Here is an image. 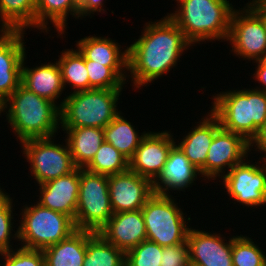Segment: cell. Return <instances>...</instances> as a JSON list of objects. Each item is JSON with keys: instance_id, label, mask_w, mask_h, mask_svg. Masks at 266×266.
<instances>
[{"instance_id": "obj_29", "label": "cell", "mask_w": 266, "mask_h": 266, "mask_svg": "<svg viewBox=\"0 0 266 266\" xmlns=\"http://www.w3.org/2000/svg\"><path fill=\"white\" fill-rule=\"evenodd\" d=\"M83 266H125V253L96 232L87 240Z\"/></svg>"}, {"instance_id": "obj_28", "label": "cell", "mask_w": 266, "mask_h": 266, "mask_svg": "<svg viewBox=\"0 0 266 266\" xmlns=\"http://www.w3.org/2000/svg\"><path fill=\"white\" fill-rule=\"evenodd\" d=\"M59 55L64 88L71 86L73 92L90 90V82L84 56L78 49H65Z\"/></svg>"}, {"instance_id": "obj_23", "label": "cell", "mask_w": 266, "mask_h": 266, "mask_svg": "<svg viewBox=\"0 0 266 266\" xmlns=\"http://www.w3.org/2000/svg\"><path fill=\"white\" fill-rule=\"evenodd\" d=\"M94 233L77 229L66 239L43 249L45 266H83L87 240Z\"/></svg>"}, {"instance_id": "obj_21", "label": "cell", "mask_w": 266, "mask_h": 266, "mask_svg": "<svg viewBox=\"0 0 266 266\" xmlns=\"http://www.w3.org/2000/svg\"><path fill=\"white\" fill-rule=\"evenodd\" d=\"M26 55L23 58L21 68V84L28 90L40 97L46 98L55 103L59 108L61 104L55 100L59 99L64 91L62 73L59 63L42 64L36 67H26Z\"/></svg>"}, {"instance_id": "obj_1", "label": "cell", "mask_w": 266, "mask_h": 266, "mask_svg": "<svg viewBox=\"0 0 266 266\" xmlns=\"http://www.w3.org/2000/svg\"><path fill=\"white\" fill-rule=\"evenodd\" d=\"M137 41L128 45V74L134 88L150 85L178 63L184 50L193 46L176 23L165 15L147 22Z\"/></svg>"}, {"instance_id": "obj_33", "label": "cell", "mask_w": 266, "mask_h": 266, "mask_svg": "<svg viewBox=\"0 0 266 266\" xmlns=\"http://www.w3.org/2000/svg\"><path fill=\"white\" fill-rule=\"evenodd\" d=\"M163 246L148 239L125 253V266H160Z\"/></svg>"}, {"instance_id": "obj_27", "label": "cell", "mask_w": 266, "mask_h": 266, "mask_svg": "<svg viewBox=\"0 0 266 266\" xmlns=\"http://www.w3.org/2000/svg\"><path fill=\"white\" fill-rule=\"evenodd\" d=\"M120 112L104 130L105 142L112 144L121 154L130 160L142 139L148 132L140 134L135 126L122 116ZM139 134V135H138Z\"/></svg>"}, {"instance_id": "obj_11", "label": "cell", "mask_w": 266, "mask_h": 266, "mask_svg": "<svg viewBox=\"0 0 266 266\" xmlns=\"http://www.w3.org/2000/svg\"><path fill=\"white\" fill-rule=\"evenodd\" d=\"M259 160L251 164L247 156L221 178L230 199L240 205L251 208L266 205V161L262 158Z\"/></svg>"}, {"instance_id": "obj_9", "label": "cell", "mask_w": 266, "mask_h": 266, "mask_svg": "<svg viewBox=\"0 0 266 266\" xmlns=\"http://www.w3.org/2000/svg\"><path fill=\"white\" fill-rule=\"evenodd\" d=\"M53 138L30 139L21 143L25 159L30 163V173L39 185L77 168L66 140L65 145H61L54 143Z\"/></svg>"}, {"instance_id": "obj_2", "label": "cell", "mask_w": 266, "mask_h": 266, "mask_svg": "<svg viewBox=\"0 0 266 266\" xmlns=\"http://www.w3.org/2000/svg\"><path fill=\"white\" fill-rule=\"evenodd\" d=\"M1 113L7 114L6 120L20 143L55 137L60 129V108L22 84L1 104Z\"/></svg>"}, {"instance_id": "obj_4", "label": "cell", "mask_w": 266, "mask_h": 266, "mask_svg": "<svg viewBox=\"0 0 266 266\" xmlns=\"http://www.w3.org/2000/svg\"><path fill=\"white\" fill-rule=\"evenodd\" d=\"M211 111L223 129L242 135L249 143L266 126V93L256 89H236L213 96Z\"/></svg>"}, {"instance_id": "obj_18", "label": "cell", "mask_w": 266, "mask_h": 266, "mask_svg": "<svg viewBox=\"0 0 266 266\" xmlns=\"http://www.w3.org/2000/svg\"><path fill=\"white\" fill-rule=\"evenodd\" d=\"M98 233L124 253L147 239L141 210L113 213Z\"/></svg>"}, {"instance_id": "obj_37", "label": "cell", "mask_w": 266, "mask_h": 266, "mask_svg": "<svg viewBox=\"0 0 266 266\" xmlns=\"http://www.w3.org/2000/svg\"><path fill=\"white\" fill-rule=\"evenodd\" d=\"M104 2L103 0H79V8H78V19L82 20V18H86V16H89L91 18V14H94L95 12H106V10L103 8Z\"/></svg>"}, {"instance_id": "obj_12", "label": "cell", "mask_w": 266, "mask_h": 266, "mask_svg": "<svg viewBox=\"0 0 266 266\" xmlns=\"http://www.w3.org/2000/svg\"><path fill=\"white\" fill-rule=\"evenodd\" d=\"M249 143L242 135L220 127L214 135L200 177L210 181L222 178L236 164L247 158L251 151ZM226 168L228 170H226Z\"/></svg>"}, {"instance_id": "obj_5", "label": "cell", "mask_w": 266, "mask_h": 266, "mask_svg": "<svg viewBox=\"0 0 266 266\" xmlns=\"http://www.w3.org/2000/svg\"><path fill=\"white\" fill-rule=\"evenodd\" d=\"M123 89H90L66 95L60 108L61 128L104 129L121 112L118 100Z\"/></svg>"}, {"instance_id": "obj_3", "label": "cell", "mask_w": 266, "mask_h": 266, "mask_svg": "<svg viewBox=\"0 0 266 266\" xmlns=\"http://www.w3.org/2000/svg\"><path fill=\"white\" fill-rule=\"evenodd\" d=\"M177 8L167 15L195 46L206 41H227L232 13L229 0H177Z\"/></svg>"}, {"instance_id": "obj_42", "label": "cell", "mask_w": 266, "mask_h": 266, "mask_svg": "<svg viewBox=\"0 0 266 266\" xmlns=\"http://www.w3.org/2000/svg\"><path fill=\"white\" fill-rule=\"evenodd\" d=\"M3 253L4 252H2L1 250H0V257L2 258L3 257ZM2 264L0 263V266H1Z\"/></svg>"}, {"instance_id": "obj_34", "label": "cell", "mask_w": 266, "mask_h": 266, "mask_svg": "<svg viewBox=\"0 0 266 266\" xmlns=\"http://www.w3.org/2000/svg\"><path fill=\"white\" fill-rule=\"evenodd\" d=\"M90 89H123L125 83L110 67L85 60Z\"/></svg>"}, {"instance_id": "obj_32", "label": "cell", "mask_w": 266, "mask_h": 266, "mask_svg": "<svg viewBox=\"0 0 266 266\" xmlns=\"http://www.w3.org/2000/svg\"><path fill=\"white\" fill-rule=\"evenodd\" d=\"M13 202L10 194L8 195L0 186V250L2 252L13 249V244H11L13 238L18 241V230L14 231L15 234L12 232L14 228V222H12L14 218L12 215L14 214Z\"/></svg>"}, {"instance_id": "obj_15", "label": "cell", "mask_w": 266, "mask_h": 266, "mask_svg": "<svg viewBox=\"0 0 266 266\" xmlns=\"http://www.w3.org/2000/svg\"><path fill=\"white\" fill-rule=\"evenodd\" d=\"M24 31H0V105L21 84Z\"/></svg>"}, {"instance_id": "obj_31", "label": "cell", "mask_w": 266, "mask_h": 266, "mask_svg": "<svg viewBox=\"0 0 266 266\" xmlns=\"http://www.w3.org/2000/svg\"><path fill=\"white\" fill-rule=\"evenodd\" d=\"M251 237L232 236L233 266H266V254Z\"/></svg>"}, {"instance_id": "obj_35", "label": "cell", "mask_w": 266, "mask_h": 266, "mask_svg": "<svg viewBox=\"0 0 266 266\" xmlns=\"http://www.w3.org/2000/svg\"><path fill=\"white\" fill-rule=\"evenodd\" d=\"M2 260H0L2 266H45V257L42 250L23 247L4 252Z\"/></svg>"}, {"instance_id": "obj_17", "label": "cell", "mask_w": 266, "mask_h": 266, "mask_svg": "<svg viewBox=\"0 0 266 266\" xmlns=\"http://www.w3.org/2000/svg\"><path fill=\"white\" fill-rule=\"evenodd\" d=\"M80 185V168L39 186L41 206L64 213L75 221Z\"/></svg>"}, {"instance_id": "obj_19", "label": "cell", "mask_w": 266, "mask_h": 266, "mask_svg": "<svg viewBox=\"0 0 266 266\" xmlns=\"http://www.w3.org/2000/svg\"><path fill=\"white\" fill-rule=\"evenodd\" d=\"M76 42V48L84 56L85 60H91L95 63L110 67L124 82H128L126 79L130 75L127 72V47L123 51L119 43L103 36H86Z\"/></svg>"}, {"instance_id": "obj_41", "label": "cell", "mask_w": 266, "mask_h": 266, "mask_svg": "<svg viewBox=\"0 0 266 266\" xmlns=\"http://www.w3.org/2000/svg\"><path fill=\"white\" fill-rule=\"evenodd\" d=\"M260 61H261L264 65H266V52H265V54L262 56V58L260 59Z\"/></svg>"}, {"instance_id": "obj_38", "label": "cell", "mask_w": 266, "mask_h": 266, "mask_svg": "<svg viewBox=\"0 0 266 266\" xmlns=\"http://www.w3.org/2000/svg\"><path fill=\"white\" fill-rule=\"evenodd\" d=\"M256 64H258L255 68V73L253 74V80L255 79V81L257 80L259 82L260 85H262V89L260 88V86L254 88L256 90L259 91H263L266 93V65H264L260 60L259 61H255Z\"/></svg>"}, {"instance_id": "obj_30", "label": "cell", "mask_w": 266, "mask_h": 266, "mask_svg": "<svg viewBox=\"0 0 266 266\" xmlns=\"http://www.w3.org/2000/svg\"><path fill=\"white\" fill-rule=\"evenodd\" d=\"M85 169L101 175H115L129 169V160L112 144L104 141Z\"/></svg>"}, {"instance_id": "obj_24", "label": "cell", "mask_w": 266, "mask_h": 266, "mask_svg": "<svg viewBox=\"0 0 266 266\" xmlns=\"http://www.w3.org/2000/svg\"><path fill=\"white\" fill-rule=\"evenodd\" d=\"M73 162L77 168H85L105 141L104 130L96 127L62 128Z\"/></svg>"}, {"instance_id": "obj_8", "label": "cell", "mask_w": 266, "mask_h": 266, "mask_svg": "<svg viewBox=\"0 0 266 266\" xmlns=\"http://www.w3.org/2000/svg\"><path fill=\"white\" fill-rule=\"evenodd\" d=\"M112 215L108 176L80 168L76 229L99 232Z\"/></svg>"}, {"instance_id": "obj_10", "label": "cell", "mask_w": 266, "mask_h": 266, "mask_svg": "<svg viewBox=\"0 0 266 266\" xmlns=\"http://www.w3.org/2000/svg\"><path fill=\"white\" fill-rule=\"evenodd\" d=\"M231 52L248 61H259L266 52V27L260 15L247 3L232 13L227 42Z\"/></svg>"}, {"instance_id": "obj_22", "label": "cell", "mask_w": 266, "mask_h": 266, "mask_svg": "<svg viewBox=\"0 0 266 266\" xmlns=\"http://www.w3.org/2000/svg\"><path fill=\"white\" fill-rule=\"evenodd\" d=\"M207 113L183 136L180 143L176 141V145L198 170L204 166L215 132L221 127L218 118L211 111Z\"/></svg>"}, {"instance_id": "obj_16", "label": "cell", "mask_w": 266, "mask_h": 266, "mask_svg": "<svg viewBox=\"0 0 266 266\" xmlns=\"http://www.w3.org/2000/svg\"><path fill=\"white\" fill-rule=\"evenodd\" d=\"M190 227L187 236L191 266H233L232 237Z\"/></svg>"}, {"instance_id": "obj_20", "label": "cell", "mask_w": 266, "mask_h": 266, "mask_svg": "<svg viewBox=\"0 0 266 266\" xmlns=\"http://www.w3.org/2000/svg\"><path fill=\"white\" fill-rule=\"evenodd\" d=\"M197 175L200 176L199 170L175 144L169 152L162 173L153 182V188L156 193L162 195H170V190L185 192V189L196 181Z\"/></svg>"}, {"instance_id": "obj_14", "label": "cell", "mask_w": 266, "mask_h": 266, "mask_svg": "<svg viewBox=\"0 0 266 266\" xmlns=\"http://www.w3.org/2000/svg\"><path fill=\"white\" fill-rule=\"evenodd\" d=\"M169 131L149 132L129 160V169L154 182L162 173L171 148L176 144Z\"/></svg>"}, {"instance_id": "obj_6", "label": "cell", "mask_w": 266, "mask_h": 266, "mask_svg": "<svg viewBox=\"0 0 266 266\" xmlns=\"http://www.w3.org/2000/svg\"><path fill=\"white\" fill-rule=\"evenodd\" d=\"M24 207V208H23ZM18 230V241L27 249L43 250L75 232L74 220L68 215L41 206L24 205Z\"/></svg>"}, {"instance_id": "obj_26", "label": "cell", "mask_w": 266, "mask_h": 266, "mask_svg": "<svg viewBox=\"0 0 266 266\" xmlns=\"http://www.w3.org/2000/svg\"><path fill=\"white\" fill-rule=\"evenodd\" d=\"M0 31L36 28V0H0Z\"/></svg>"}, {"instance_id": "obj_13", "label": "cell", "mask_w": 266, "mask_h": 266, "mask_svg": "<svg viewBox=\"0 0 266 266\" xmlns=\"http://www.w3.org/2000/svg\"><path fill=\"white\" fill-rule=\"evenodd\" d=\"M108 190L113 213L141 210L155 193L150 179L130 169L108 176Z\"/></svg>"}, {"instance_id": "obj_25", "label": "cell", "mask_w": 266, "mask_h": 266, "mask_svg": "<svg viewBox=\"0 0 266 266\" xmlns=\"http://www.w3.org/2000/svg\"><path fill=\"white\" fill-rule=\"evenodd\" d=\"M78 8L79 0H36V28L48 33L50 21L63 37L69 14L78 19Z\"/></svg>"}, {"instance_id": "obj_7", "label": "cell", "mask_w": 266, "mask_h": 266, "mask_svg": "<svg viewBox=\"0 0 266 266\" xmlns=\"http://www.w3.org/2000/svg\"><path fill=\"white\" fill-rule=\"evenodd\" d=\"M172 196L155 192L141 209L147 239L163 247L184 243L190 230L186 221L191 218L184 217Z\"/></svg>"}, {"instance_id": "obj_36", "label": "cell", "mask_w": 266, "mask_h": 266, "mask_svg": "<svg viewBox=\"0 0 266 266\" xmlns=\"http://www.w3.org/2000/svg\"><path fill=\"white\" fill-rule=\"evenodd\" d=\"M160 266H191L187 241L173 246H164Z\"/></svg>"}, {"instance_id": "obj_39", "label": "cell", "mask_w": 266, "mask_h": 266, "mask_svg": "<svg viewBox=\"0 0 266 266\" xmlns=\"http://www.w3.org/2000/svg\"><path fill=\"white\" fill-rule=\"evenodd\" d=\"M255 147L253 151H259L260 153L262 152V158L263 160L266 161V126L260 131L259 136L252 142L251 148Z\"/></svg>"}, {"instance_id": "obj_40", "label": "cell", "mask_w": 266, "mask_h": 266, "mask_svg": "<svg viewBox=\"0 0 266 266\" xmlns=\"http://www.w3.org/2000/svg\"><path fill=\"white\" fill-rule=\"evenodd\" d=\"M248 4L260 15L266 27V0H252Z\"/></svg>"}]
</instances>
